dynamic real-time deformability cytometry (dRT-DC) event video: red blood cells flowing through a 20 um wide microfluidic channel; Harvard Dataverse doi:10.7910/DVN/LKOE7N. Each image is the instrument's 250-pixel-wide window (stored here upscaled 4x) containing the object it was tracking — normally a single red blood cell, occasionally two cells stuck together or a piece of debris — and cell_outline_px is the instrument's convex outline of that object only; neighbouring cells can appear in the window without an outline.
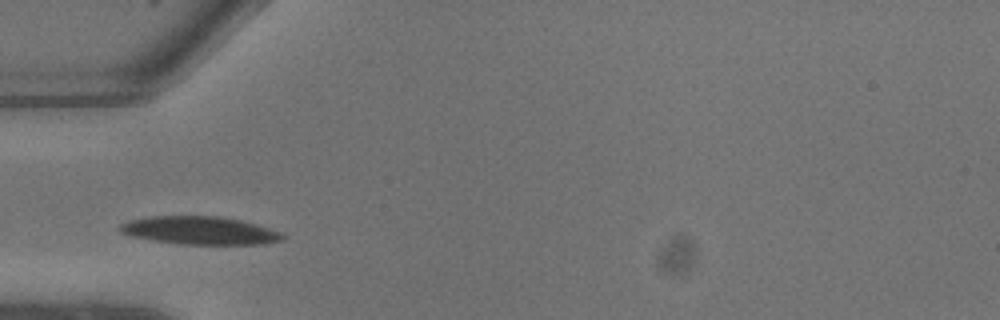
{"species": "common noctule bat (a hibernating species)", "species_latin": "Nyctalus noctula", "temperature_condition": "warm", "stored_images_in_passage": 5, "camera_frame_rate_fps": 3000, "um_per_image_px": 0.085, "animal": {"sex": "male", "body_mass_g": 13.3}, "frame": {"image": 1, "passage_image": 4, "time_ms": 1.0, "image_size_px": [1000, 320], "cell_outline_px": [[284, 236], [280, 240], [264, 244], [180, 244], [152, 240], [132, 236], [120, 232], [120, 224], [128, 220], [152, 216], [220, 216], [240, 220], [256, 224], [280, 232]], "centroid_in_image_um": [16.95, 19.59], "position_along_channel_um": 68.1, "area_um2": 26.36}}